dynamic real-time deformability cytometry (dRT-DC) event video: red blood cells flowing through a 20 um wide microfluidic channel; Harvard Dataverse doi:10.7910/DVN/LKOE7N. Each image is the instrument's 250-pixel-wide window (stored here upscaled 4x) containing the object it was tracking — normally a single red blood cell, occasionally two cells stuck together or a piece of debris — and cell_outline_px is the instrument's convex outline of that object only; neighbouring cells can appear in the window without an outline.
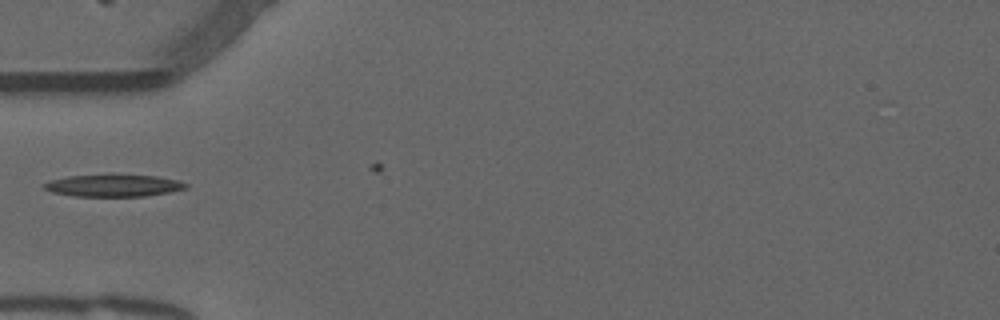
{"species": "common noctule bat (a hibernating species)", "species_latin": "Nyctalus noctula", "temperature_condition": "warm", "stored_images_in_passage": 3, "camera_frame_rate_fps": 3000, "um_per_image_px": 0.085, "animal": {"sex": "male", "forearm_length_mm": 52.5}, "frame": {"image": 1, "passage_image": 1, "time_ms": 0.0, "image_size_px": [1000, 320], "cell_outline_px": [[188, 188], [168, 192], [144, 196], [72, 196], [52, 192], [44, 188], [44, 184], [48, 180], [68, 176], [108, 172], [160, 176], [176, 180], [188, 184]], "centroid_in_image_um": [9.63, 15.72], "position_along_channel_um": 75.4, "area_um2": 19.07}}